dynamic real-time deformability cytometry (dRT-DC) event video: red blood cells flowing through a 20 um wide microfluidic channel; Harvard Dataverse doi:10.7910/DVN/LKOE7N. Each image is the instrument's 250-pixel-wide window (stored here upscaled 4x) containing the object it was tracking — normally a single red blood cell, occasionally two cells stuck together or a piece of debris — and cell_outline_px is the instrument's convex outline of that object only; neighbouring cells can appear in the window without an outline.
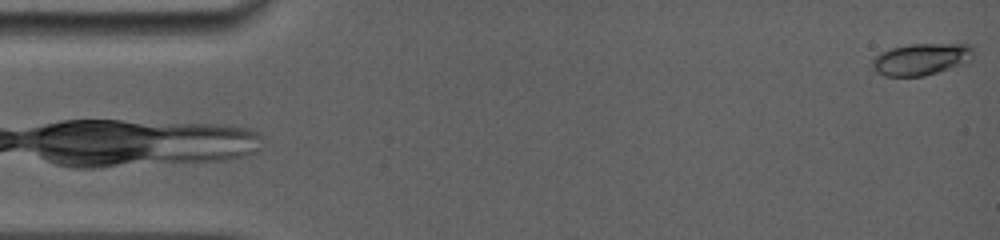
{"species": "common noctule bat (a hibernating species)", "species_latin": "Nyctalus noctula", "temperature_condition": "room temperature", "stored_images_in_passage": 25, "camera_frame_rate_fps": 5000, "um_per_image_px": 0.085, "animal": {"sex": "female", "body_mass_g": 19.0, "forearm_length_mm": 56.7}, "frame": {"image": 1, "passage_image": 1, "time_ms": 0.0, "image_size_px": [1000, 240], "cell_outline_px": [[972, 60], [964, 64], [924, 76], [884, 76], [876, 72], [872, 68], [872, 60], [880, 52], [892, 48], [908, 44], [972, 44]], "centroid_in_image_um": [78.29, 5.03], "position_along_channel_um": 6.7, "area_um2": 18.84}}
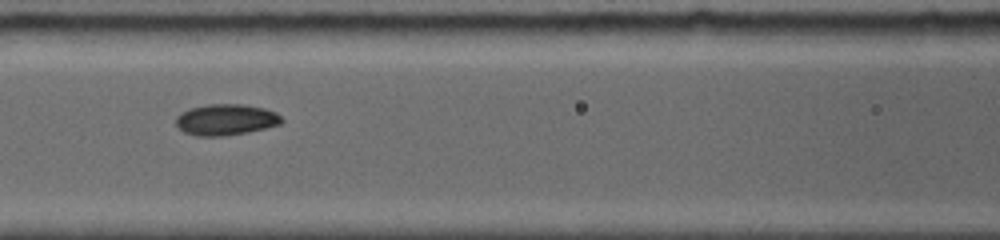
{"frame": {"image": 2, "passage_image": 13, "time_ms": 6.8, "image_size_px": [1000, 240], "cell_outline_px": [[284, 120], [280, 124], [248, 132], [224, 136], [196, 136], [184, 132], [176, 124], [176, 116], [180, 112], [188, 108], [208, 104], [244, 104], [264, 108], [276, 112]], "centroid_in_image_um": [19.18, 10.16], "position_along_channel_um": 147.4, "area_um2": 19.31}}
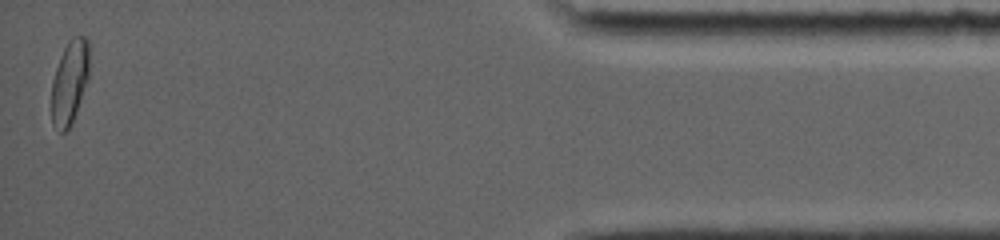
{"frame": {"image": 3, "passage_image": 25, "time_ms": 15.6, "image_size_px": [1000, 240], "cell_outline_px": [[88, 80], [72, 124], [64, 132], [60, 132], [52, 124], [52, 80], [60, 56], [68, 40], [72, 36], [84, 36], [88, 40]], "centroid_in_image_um": [5.92, 6.98], "position_along_channel_um": 429.3, "area_um2": 18.38}, "authors_computed_cell_mechanics": {"area_um2": 18.3804, "velocity_mm_per_s": 3.9286, "shape_relaxation_time_tau1_ms": 3.9028, "shape_relaxation_time_tau2_ms": null, "deformation_change_tau1": 0.1208, "deformation_change_tau2": null}}